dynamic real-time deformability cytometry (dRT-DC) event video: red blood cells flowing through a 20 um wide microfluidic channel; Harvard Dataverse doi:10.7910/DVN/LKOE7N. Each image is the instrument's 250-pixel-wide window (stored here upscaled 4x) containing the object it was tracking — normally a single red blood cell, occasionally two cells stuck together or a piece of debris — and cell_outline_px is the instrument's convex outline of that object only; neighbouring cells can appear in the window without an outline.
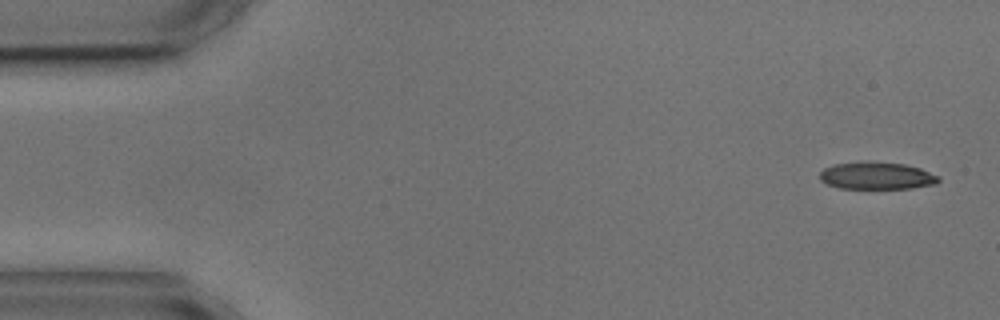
{"species": "common noctule bat (a hibernating species)", "species_latin": "Nyctalus noctula", "temperature_condition": "cold", "stored_images_in_passage": 5, "camera_frame_rate_fps": 3000, "um_per_image_px": 0.085, "animal": {"sex": "male", "body_mass_g": 17.9, "forearm_length_mm": 54.2}, "frame": {"image": 1, "passage_image": 1, "time_ms": 0.0, "image_size_px": [1000, 320], "cell_outline_px": [[940, 180], [936, 184], [912, 188], [840, 188], [828, 184], [820, 180], [820, 172], [824, 168], [836, 164], [868, 160], [904, 164], [920, 168], [940, 176]], "centroid_in_image_um": [74.54, 14.92], "position_along_channel_um": 10.5, "area_um2": 19.02}}
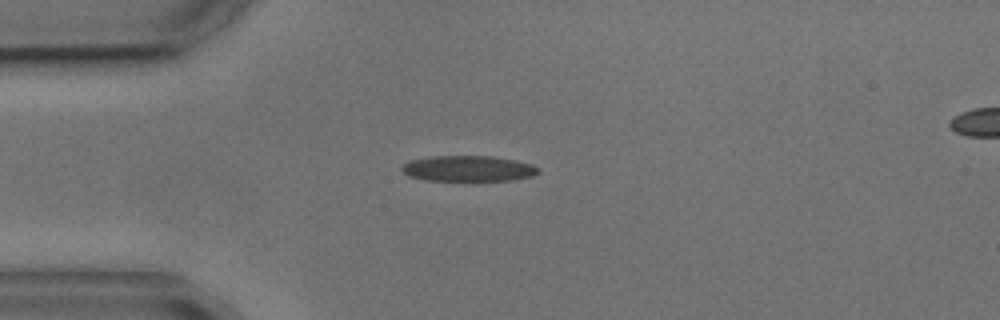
{"frame": {"image": 2, "passage_image": 4, "time_ms": 3.667, "image_size_px": [1000, 320], "cell_outline_px": [[536, 172], [532, 176], [512, 180], [424, 180], [408, 176], [400, 168], [408, 160], [432, 156], [492, 156], [516, 160], [532, 164], [536, 168]], "centroid_in_image_um": [39.74, 14.32], "position_along_channel_um": 45.3, "area_um2": 20.29}}